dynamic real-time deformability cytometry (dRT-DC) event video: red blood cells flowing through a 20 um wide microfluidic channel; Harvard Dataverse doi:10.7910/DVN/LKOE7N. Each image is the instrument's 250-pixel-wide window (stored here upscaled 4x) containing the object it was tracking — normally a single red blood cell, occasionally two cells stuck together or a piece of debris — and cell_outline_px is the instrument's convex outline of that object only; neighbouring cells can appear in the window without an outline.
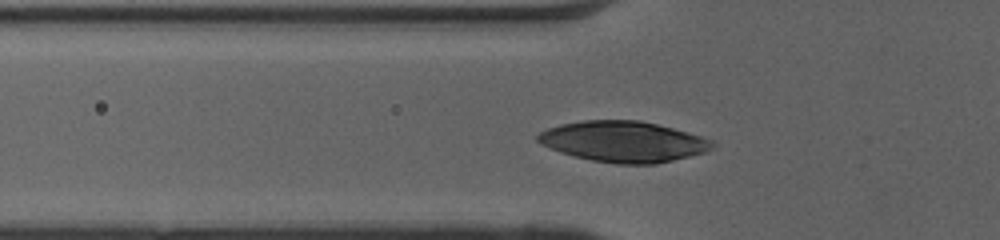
{"species": "human", "species_latin": "Homo sapiens", "temperature_condition": "cold", "stored_images_in_passage": 40, "camera_frame_rate_fps": 3000, "um_per_image_px": 0.085, "donor": {"sex": "female"}, "frame": {"image": 1, "passage_image": 12, "time_ms": 3.667, "image_size_px": [1000, 240], "cell_outline_px": [[716, 144], [712, 148], [704, 152], [656, 164], [616, 164], [592, 160], [560, 152], [540, 144], [536, 140], [536, 136], [540, 132], [548, 128], [560, 124], [584, 120], [640, 120], [672, 128], [700, 136], [712, 140]], "centroid_in_image_um": [52.96, 12.03], "position_along_channel_um": 72.8, "area_um2": 41.27}}
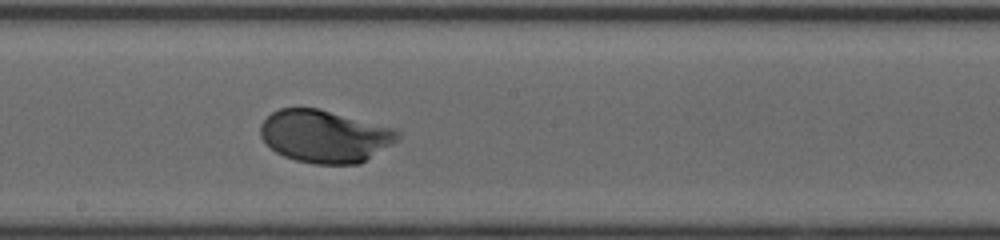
{"frame": {"image": 2, "passage_image": 23, "time_ms": 7.333, "image_size_px": [1000, 240], "cell_outline_px": [[400, 140], [360, 164], [316, 164], [296, 160], [284, 156], [276, 152], [260, 136], [260, 124], [272, 112], [280, 108], [320, 108], [400, 128]], "centroid_in_image_um": [27.69, 11.56], "position_along_channel_um": 220.5, "area_um2": 42.71}}
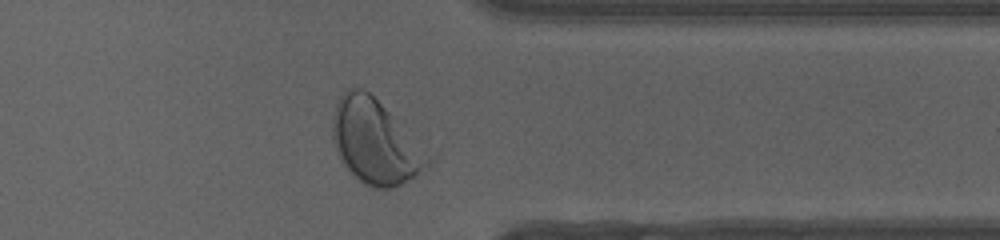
{"frame": {"image": 3, "passage_image": 35, "time_ms": 11.333, "image_size_px": [1000, 240], "cell_outline_px": [[440, 148], [436, 156], [428, 168], [400, 184], [392, 188], [372, 188], [364, 184], [352, 176], [340, 160], [332, 140], [332, 116], [336, 104], [340, 96], [348, 88], [364, 88]], "centroid_in_image_um": [32.12, 12.02], "position_along_channel_um": 379.3, "area_um2": 50.52}}